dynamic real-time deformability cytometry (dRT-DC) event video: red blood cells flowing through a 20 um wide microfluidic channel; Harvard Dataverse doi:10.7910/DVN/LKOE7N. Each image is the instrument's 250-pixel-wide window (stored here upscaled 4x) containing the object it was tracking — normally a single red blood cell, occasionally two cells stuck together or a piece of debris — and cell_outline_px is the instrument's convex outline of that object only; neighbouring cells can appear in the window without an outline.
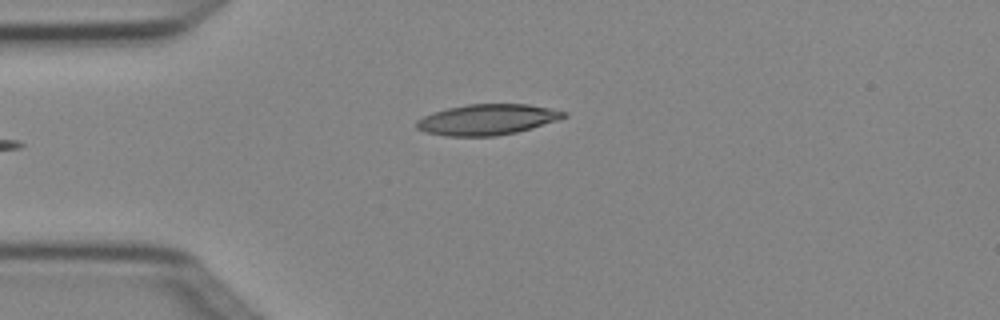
{"species": "Egyptian fruit bat (a non-hibernating species)", "species_latin": "Rousettus aegyptiacus", "temperature_condition": "cold", "stored_images_in_passage": 3, "camera_frame_rate_fps": 3000, "um_per_image_px": 0.085, "animal": {"sex": "female"}, "frame": {"image": 1, "passage_image": 1, "time_ms": 0.0, "image_size_px": [1000, 320], "cell_outline_px": [[568, 116], [560, 120], [532, 128], [516, 132], [496, 136], [444, 136], [424, 132], [416, 128], [416, 120], [424, 116], [448, 108], [468, 104], [528, 104], [568, 112]], "centroid_in_image_um": [41.44, 10.17], "position_along_channel_um": 43.6, "area_um2": 26.41}}
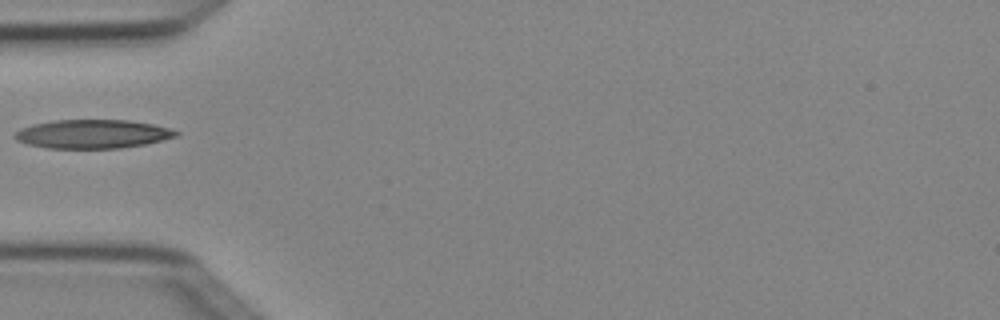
{"frame": {"image": 2, "passage_image": 2, "time_ms": 0.333, "image_size_px": [1000, 320], "cell_outline_px": [[180, 132], [176, 136], [144, 144], [120, 148], [48, 148], [28, 144], [16, 140], [12, 136], [20, 128], [32, 124], [56, 120], [128, 120], [152, 124], [168, 128]], "centroid_in_image_um": [7.82, 11.38], "position_along_channel_um": 77.2, "area_um2": 26.82}}
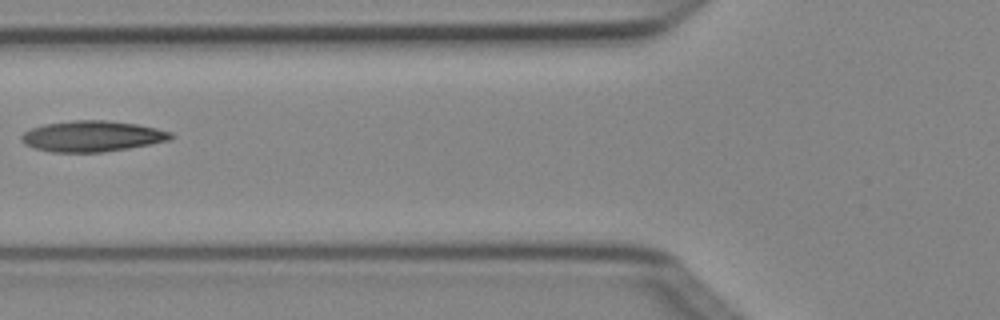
{"frame": {"image": 3, "passage_image": 3, "time_ms": 0.667, "image_size_px": [1000, 320], "cell_outline_px": [[176, 136], [168, 140], [152, 144], [104, 152], [52, 152], [36, 148], [24, 144], [20, 140], [20, 136], [24, 132], [32, 128], [44, 124], [72, 120], [108, 120], [136, 124], [156, 128], [172, 132]], "centroid_in_image_um": [7.84, 11.57], "position_along_channel_um": 118.0, "area_um2": 26.93}}